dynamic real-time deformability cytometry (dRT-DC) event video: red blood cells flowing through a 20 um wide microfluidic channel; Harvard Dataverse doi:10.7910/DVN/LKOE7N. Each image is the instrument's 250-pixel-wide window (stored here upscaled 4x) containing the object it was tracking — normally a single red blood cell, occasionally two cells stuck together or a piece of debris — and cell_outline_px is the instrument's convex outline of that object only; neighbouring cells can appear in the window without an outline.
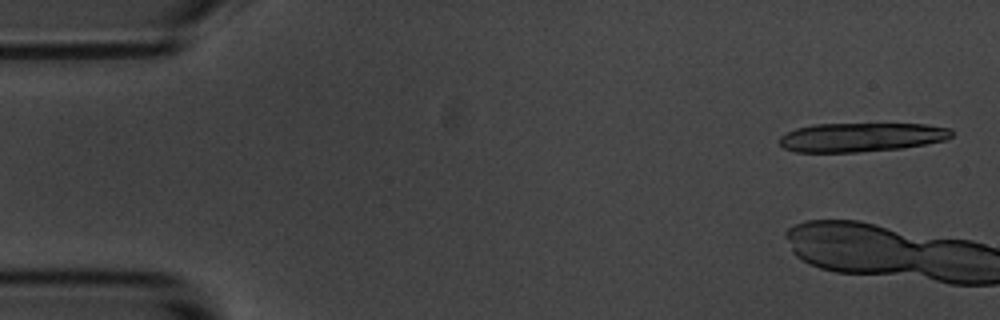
{"species": "common noctule bat (a hibernating species)", "species_latin": "Nyctalus noctula", "temperature_condition": "room temperature", "stored_images_in_passage": 6, "camera_frame_rate_fps": 3000, "um_per_image_px": 0.085, "animal": {"sex": "male", "body_mass_g": 20.1, "forearm_length_mm": 53.5}, "frame": {"image": 1, "passage_image": 1, "time_ms": 0.0, "image_size_px": [1000, 320], "cell_outline_px": [[952, 136], [948, 140], [904, 148], [856, 152], [796, 152], [784, 148], [780, 144], [780, 136], [796, 128], [812, 124], [928, 124], [952, 128]], "centroid_in_image_um": [73.26, 11.66], "position_along_channel_um": 11.7, "area_um2": 29.3}}